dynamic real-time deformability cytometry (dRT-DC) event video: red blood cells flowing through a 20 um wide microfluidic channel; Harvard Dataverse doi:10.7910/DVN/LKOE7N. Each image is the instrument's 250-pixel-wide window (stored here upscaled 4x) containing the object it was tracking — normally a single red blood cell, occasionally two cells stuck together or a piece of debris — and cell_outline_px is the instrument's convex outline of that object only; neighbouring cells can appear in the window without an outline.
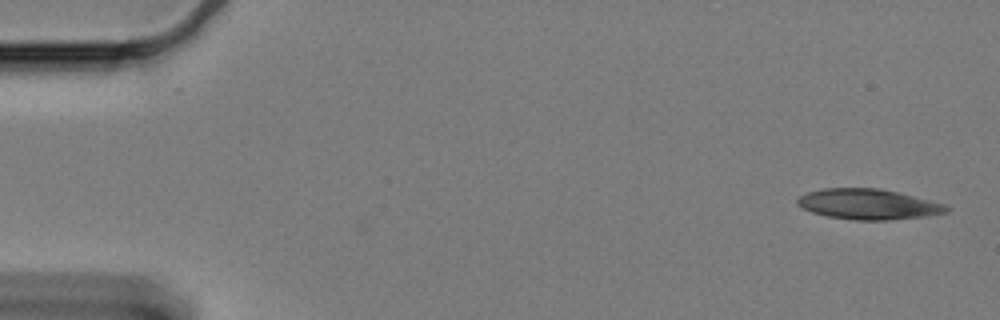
{"species": "Egyptian fruit bat (a non-hibernating species)", "species_latin": "Rousettus aegyptiacus", "temperature_condition": "cold", "stored_images_in_passage": 46, "camera_frame_rate_fps": 3000, "um_per_image_px": 0.085, "animal": {"sex": "female"}, "frame": {"image": 1, "passage_image": 1, "time_ms": 0.0, "image_size_px": [1000, 320], "cell_outline_px": [[952, 208], [948, 212], [928, 216], [888, 220], [856, 220], [828, 216], [812, 212], [796, 204], [796, 200], [800, 196], [808, 192], [824, 188], [880, 188], [944, 204]], "centroid_in_image_um": [73.81, 17.36], "position_along_channel_um": 11.2, "area_um2": 26.24}}
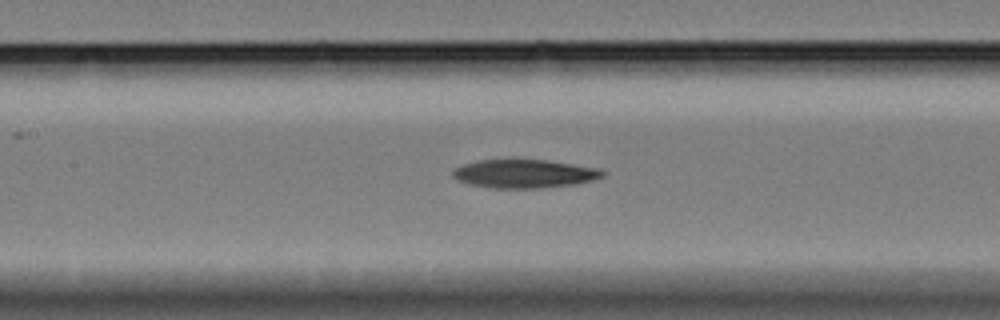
{"frame": {"image": 2, "passage_image": 26, "time_ms": 8.333, "image_size_px": [1000, 320], "cell_outline_px": [[608, 172], [604, 176], [592, 180], [576, 184], [540, 188], [488, 188], [468, 184], [456, 180], [452, 176], [452, 172], [456, 168], [464, 164], [476, 160], [548, 160], [600, 168]], "centroid_in_image_um": [44.59, 14.77], "position_along_channel_um": 162.8, "area_um2": 25.09}}
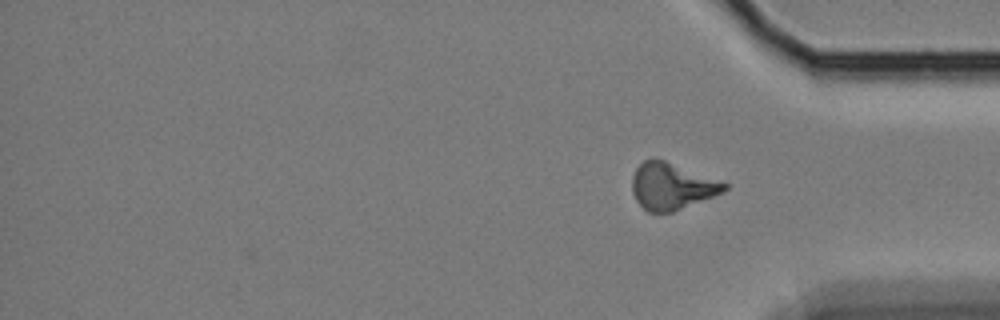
{"frame": {"image": 3, "passage_image": 46, "time_ms": 15.0, "image_size_px": [1000, 320], "cell_outline_px": [[728, 188], [724, 192], [672, 212], [648, 212], [636, 200], [632, 192], [632, 176], [636, 168], [644, 160], [656, 156], [728, 184]], "centroid_in_image_um": [57.07, 15.8], "position_along_channel_um": 378.1, "area_um2": 25.09}, "authors_computed_cell_mechanics": {"area_um2": 25.4898, "velocity_mm_per_s": 3.2932, "shape_relaxation_time_tau1_ms": 7.8676, "shape_relaxation_time_tau2_ms": null, "deformation_change_tau1": 0.1276, "deformation_change_tau2": null}}